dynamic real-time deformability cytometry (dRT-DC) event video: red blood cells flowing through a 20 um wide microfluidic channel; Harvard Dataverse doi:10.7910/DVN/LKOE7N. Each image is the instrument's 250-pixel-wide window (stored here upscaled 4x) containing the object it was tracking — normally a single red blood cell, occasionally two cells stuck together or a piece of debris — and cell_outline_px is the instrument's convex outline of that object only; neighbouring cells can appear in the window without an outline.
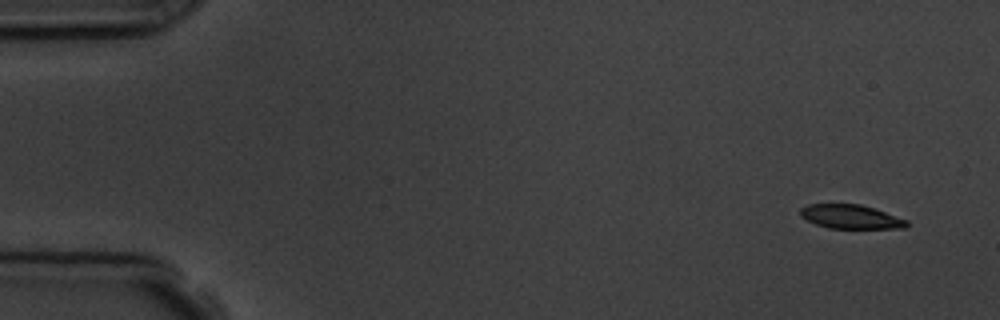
{"species": "common noctule bat (a hibernating species)", "species_latin": "Nyctalus noctula", "temperature_condition": "room temperature", "stored_images_in_passage": 8, "camera_frame_rate_fps": 3000, "um_per_image_px": 0.085, "animal": {"sex": "male", "body_mass_g": 19.5, "forearm_length_mm": 54.6}, "frame": {"image": 1, "passage_image": 1, "time_ms": 0.0, "image_size_px": [1000, 320], "cell_outline_px": [[908, 224], [904, 228], [828, 228], [816, 224], [800, 216], [800, 208], [808, 204], [860, 204], [908, 220]], "centroid_in_image_um": [72.28, 18.42], "position_along_channel_um": 12.7, "area_um2": 14.68}}
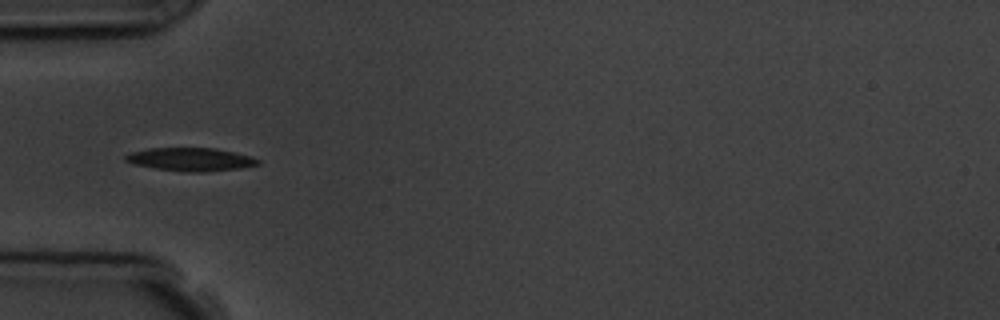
{"frame": {"image": 2, "passage_image": 5, "time_ms": 4.667, "image_size_px": [1000, 320], "cell_outline_px": [[260, 164], [240, 168], [204, 172], [188, 172], [152, 168], [136, 164], [124, 160], [124, 156], [128, 152], [148, 148], [216, 148], [236, 152], [260, 160]], "centroid_in_image_um": [16.18, 13.54], "position_along_channel_um": 68.8, "area_um2": 17.98}}